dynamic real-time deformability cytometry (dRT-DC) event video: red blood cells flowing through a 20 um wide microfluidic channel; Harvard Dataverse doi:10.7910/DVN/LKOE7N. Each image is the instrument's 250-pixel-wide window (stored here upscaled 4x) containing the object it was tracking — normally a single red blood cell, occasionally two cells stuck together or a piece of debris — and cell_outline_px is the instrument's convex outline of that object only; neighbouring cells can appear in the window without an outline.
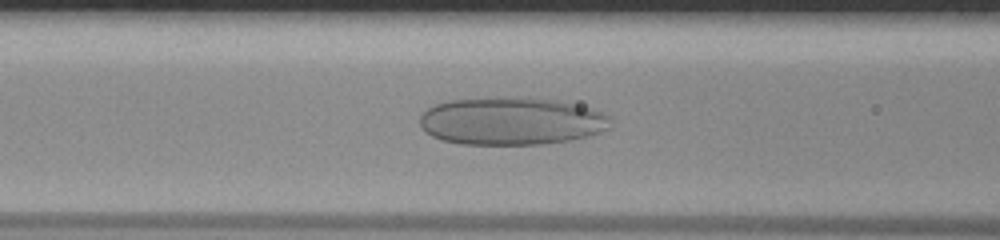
{"species": "human", "species_latin": "Homo sapiens", "temperature_condition": "room temperature", "stored_images_in_passage": 55, "camera_frame_rate_fps": 3000, "um_per_image_px": 0.085, "donor": {"sex": "male"}, "frame": {"image": 1, "passage_image": 24, "time_ms": 7.667, "image_size_px": [1000, 240], "cell_outline_px": [[608, 128], [600, 132], [568, 140], [544, 144], [464, 144], [444, 140], [432, 136], [424, 132], [420, 128], [420, 116], [428, 108], [436, 104], [448, 100], [500, 96], [524, 96], [556, 100], [592, 108], [608, 116]], "centroid_in_image_um": [43.41, 10.27], "position_along_channel_um": 123.2, "area_um2": 53.23}}
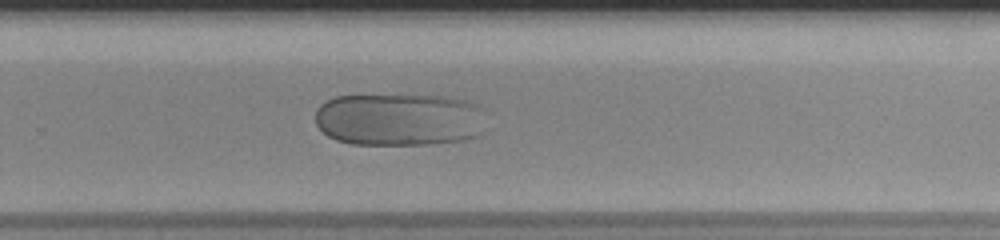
{"frame": {"image": 2, "passage_image": 38, "time_ms": 12.333, "image_size_px": [1000, 240], "cell_outline_px": [[484, 132], [476, 136], [460, 140], [428, 144], [352, 144], [336, 140], [328, 136], [316, 124], [316, 108], [320, 104], [336, 96], [448, 96], [464, 100], [476, 104], [480, 108]], "centroid_in_image_um": [33.91, 10.16], "position_along_channel_um": 295.9, "area_um2": 52.25}}
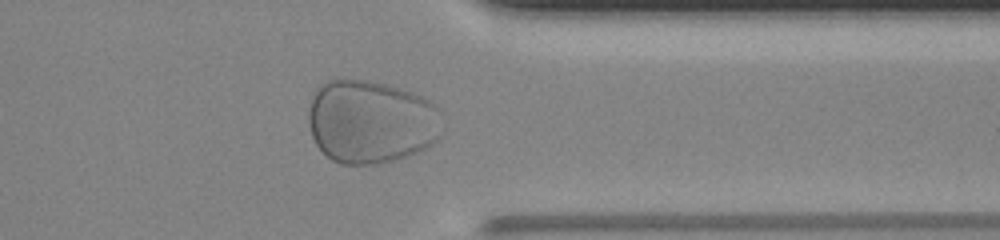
{"frame": {"image": 3, "passage_image": 45, "time_ms": 14.667, "image_size_px": [1000, 240], "cell_outline_px": [[440, 136], [432, 144], [408, 156], [376, 164], [340, 164], [332, 160], [316, 144], [312, 136], [308, 124], [308, 112], [312, 96], [316, 88], [320, 84], [328, 80], [364, 80], [388, 84], [412, 92], [428, 100], [436, 108], [440, 132]], "centroid_in_image_um": [31.47, 10.34], "position_along_channel_um": 379.9, "area_um2": 64.74}}